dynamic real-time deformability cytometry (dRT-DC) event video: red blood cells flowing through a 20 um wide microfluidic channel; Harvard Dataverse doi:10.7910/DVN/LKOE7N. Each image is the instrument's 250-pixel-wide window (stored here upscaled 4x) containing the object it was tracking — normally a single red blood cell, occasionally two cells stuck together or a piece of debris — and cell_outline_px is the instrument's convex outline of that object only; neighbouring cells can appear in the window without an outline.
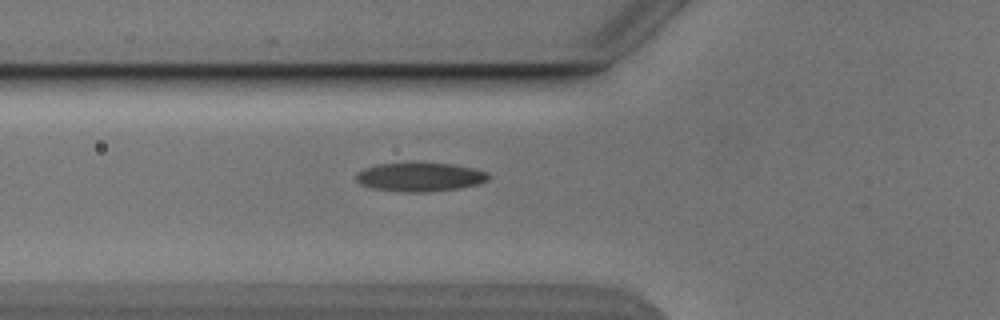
{"species": "Egyptian fruit bat (a non-hibernating species)", "species_latin": "Rousettus aegyptiacus", "temperature_condition": "cold", "stored_images_in_passage": 24, "camera_frame_rate_fps": 3000, "um_per_image_px": 0.085, "animal": {"sex": "male"}, "frame": {"image": 1, "passage_image": 2, "time_ms": 0.333, "image_size_px": [1000, 320], "cell_outline_px": [[488, 180], [480, 184], [460, 188], [428, 192], [400, 192], [372, 188], [360, 184], [356, 180], [356, 172], [364, 168], [376, 164], [452, 164], [476, 168], [488, 172]], "centroid_in_image_um": [35.7, 15.06], "position_along_channel_um": 90.1, "area_um2": 22.2}}
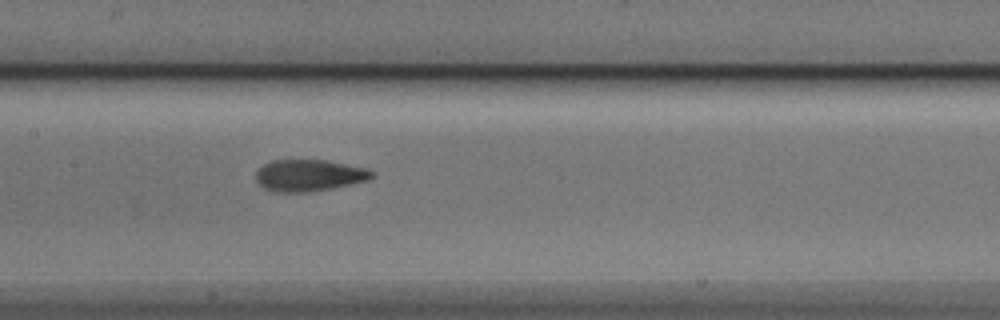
{"frame": {"image": 2, "passage_image": 9, "time_ms": 2.667, "image_size_px": [1000, 320], "cell_outline_px": [[372, 176], [368, 180], [352, 184], [332, 188], [308, 192], [272, 192], [264, 188], [256, 180], [256, 172], [264, 164], [272, 160], [328, 160], [364, 168], [372, 172]], "centroid_in_image_um": [26.23, 14.91], "position_along_channel_um": 181.2, "area_um2": 21.27}}
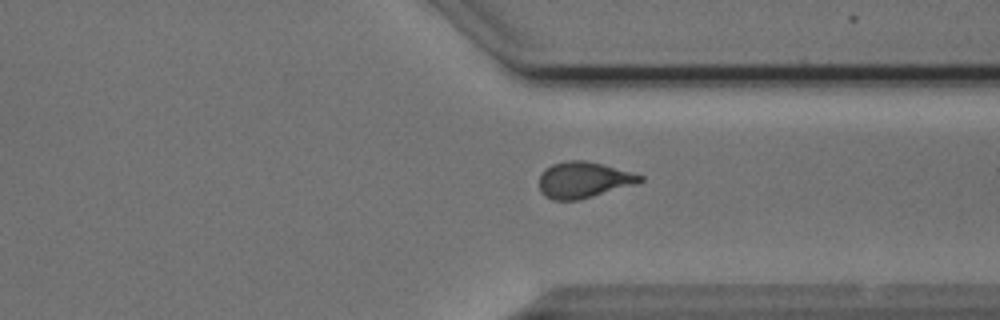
{"frame": {"image": 3, "passage_image": 23, "time_ms": 7.333, "image_size_px": [1000, 320], "cell_outline_px": [[644, 180], [632, 184], [592, 196], [576, 200], [552, 200], [544, 196], [540, 192], [540, 176], [544, 168], [552, 164], [564, 160], [584, 160], [600, 164], [644, 176]], "centroid_in_image_um": [49.51, 15.28], "position_along_channel_um": 361.9, "area_um2": 20.81}}